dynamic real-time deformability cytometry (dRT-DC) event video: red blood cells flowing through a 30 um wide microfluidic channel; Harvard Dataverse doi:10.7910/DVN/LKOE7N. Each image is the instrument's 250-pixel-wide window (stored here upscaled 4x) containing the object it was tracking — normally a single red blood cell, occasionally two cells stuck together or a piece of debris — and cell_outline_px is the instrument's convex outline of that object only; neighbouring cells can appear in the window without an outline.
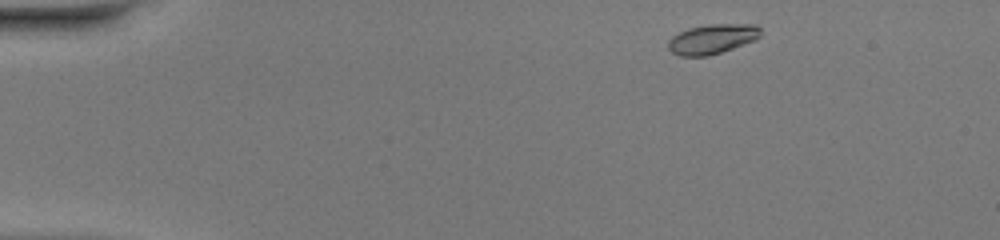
{"species": "common noctule bat (a hibernating species)", "species_latin": "Nyctalus noctula", "temperature_condition": "warm", "stored_images_in_passage": 45, "camera_frame_rate_fps": 3000, "um_per_image_px": 0.085, "animal": {"sex": "female", "body_mass_g": 20.0, "forearm_length_mm": 54.0}, "frame": {"image": 1, "passage_image": 2, "time_ms": 0.333, "image_size_px": [1000, 240], "cell_outline_px": [[760, 36], [756, 40], [708, 56], [680, 56], [672, 52], [668, 48], [668, 40], [672, 36], [688, 28], [708, 24], [756, 24], [760, 28]], "centroid_in_image_um": [60.53, 3.31], "position_along_channel_um": 24.5, "area_um2": 16.01}}
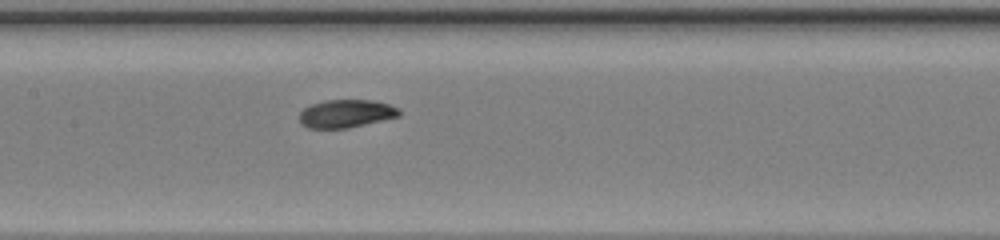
{"frame": {"image": 2, "passage_image": 20, "time_ms": 6.333, "image_size_px": [1000, 240], "cell_outline_px": [[400, 116], [348, 128], [308, 128], [300, 124], [300, 112], [304, 108], [312, 104], [324, 100], [372, 100], [388, 104], [400, 108]], "centroid_in_image_um": [29.41, 9.65], "position_along_channel_um": 178.0, "area_um2": 16.3}}
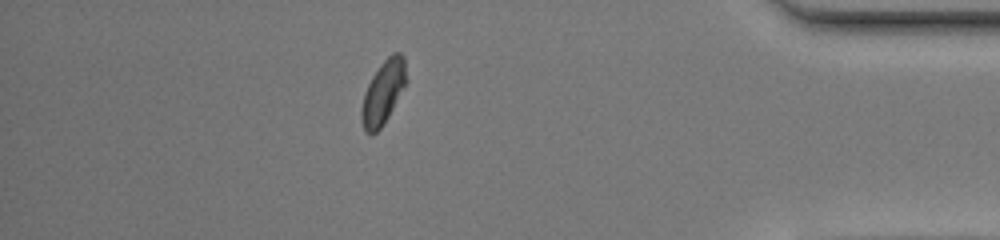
{"frame": {"image": 3, "passage_image": 39, "time_ms": 12.667, "image_size_px": [1000, 240], "cell_outline_px": [[408, 80], [384, 124], [376, 132], [364, 132], [360, 120], [360, 108], [364, 92], [372, 76], [380, 64], [392, 52], [400, 52], [404, 56]], "centroid_in_image_um": [32.56, 7.83], "position_along_channel_um": 402.6, "area_um2": 16.82}, "authors_computed_cell_mechanics": {"area_um2": 16.473, "velocity_mm_per_s": 4.1203, "shape_relaxation_time_tau1_ms": 2.8694, "shape_relaxation_time_tau2_ms": 1.9684, "deformation_change_tau1": 0.1455, "deformation_change_tau2": 0.0485}}